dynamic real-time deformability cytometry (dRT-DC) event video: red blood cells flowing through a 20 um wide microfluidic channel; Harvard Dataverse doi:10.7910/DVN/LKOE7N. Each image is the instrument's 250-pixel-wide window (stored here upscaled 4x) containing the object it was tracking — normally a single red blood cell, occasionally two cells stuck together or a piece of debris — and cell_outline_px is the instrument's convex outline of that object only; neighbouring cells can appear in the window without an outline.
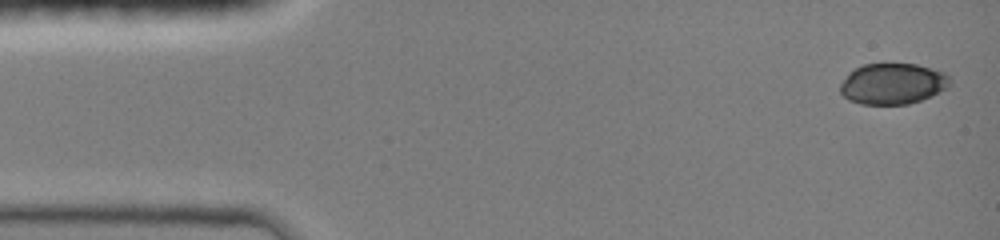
{"species": "common noctule bat (a hibernating species)", "species_latin": "Nyctalus noctula", "temperature_condition": "room temperature", "stored_images_in_passage": 24, "camera_frame_rate_fps": 3000, "um_per_image_px": 0.085, "animal": {"sex": "female", "body_mass_g": 19.0, "forearm_length_mm": 51.5}, "frame": {"image": 1, "passage_image": 1, "time_ms": 0.0, "image_size_px": [1000, 240], "cell_outline_px": [[948, 88], [932, 96], [908, 104], [860, 104], [848, 100], [840, 92], [840, 84], [848, 72], [864, 64], [916, 64], [944, 72], [948, 76]], "centroid_in_image_um": [75.85, 7.12], "position_along_channel_um": 9.2, "area_um2": 26.13}}
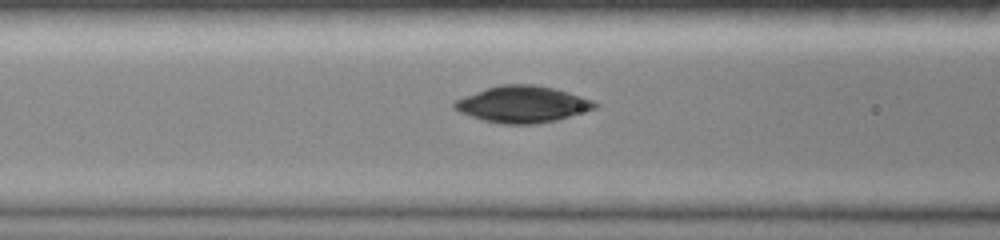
{"frame": {"image": 2, "passage_image": 14, "time_ms": 5.333, "image_size_px": [1000, 240], "cell_outline_px": [[600, 104], [596, 108], [556, 120], [536, 124], [500, 124], [484, 120], [460, 112], [452, 108], [452, 104], [456, 100], [464, 96], [484, 88], [500, 84], [532, 84], [552, 88], [568, 92], [592, 100]], "centroid_in_image_um": [44.39, 8.86], "position_along_channel_um": 122.2, "area_um2": 29.82}}
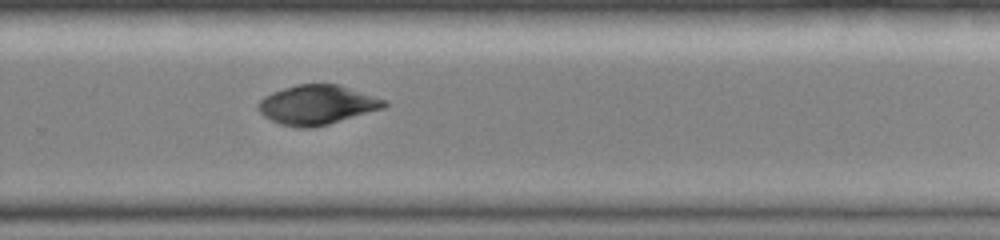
{"frame": {"image": 3, "passage_image": 24, "time_ms": 9.667, "image_size_px": [1000, 240], "cell_outline_px": [[388, 104], [384, 108], [328, 124], [312, 128], [296, 128], [280, 124], [264, 116], [260, 112], [256, 104], [264, 96], [272, 92], [296, 84], [340, 84], [388, 100]], "centroid_in_image_um": [26.96, 8.9], "position_along_channel_um": 302.8, "area_um2": 29.13}}